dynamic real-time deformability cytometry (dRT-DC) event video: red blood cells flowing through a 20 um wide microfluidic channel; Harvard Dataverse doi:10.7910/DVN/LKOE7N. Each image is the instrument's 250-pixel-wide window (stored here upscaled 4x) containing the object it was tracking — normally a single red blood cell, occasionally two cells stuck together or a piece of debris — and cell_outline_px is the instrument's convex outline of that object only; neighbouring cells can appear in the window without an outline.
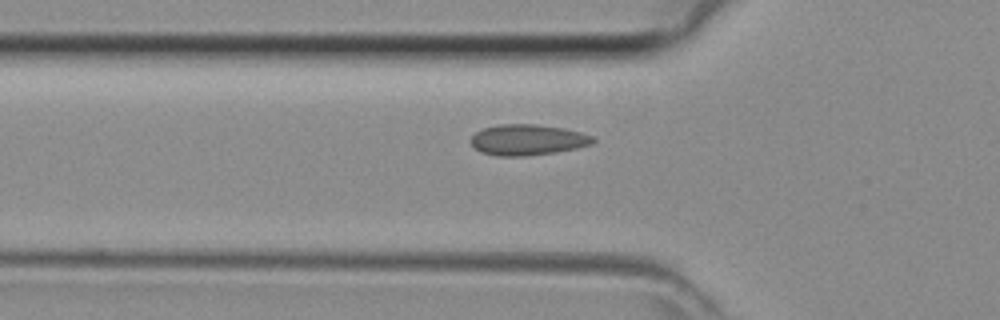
{"species": "common noctule bat (a hibernating species)", "species_latin": "Nyctalus noctula", "temperature_condition": "room temperature", "stored_images_in_passage": 30, "camera_frame_rate_fps": 3000, "um_per_image_px": 0.085, "animal": {"sex": "female", "body_mass_g": 29.2, "forearm_length_mm": 56.3}, "frame": {"image": 1, "passage_image": 4, "time_ms": 1.0, "image_size_px": [1000, 320], "cell_outline_px": [[596, 140], [592, 144], [576, 148], [552, 152], [524, 156], [496, 156], [480, 152], [472, 144], [472, 136], [476, 132], [484, 128], [500, 124], [536, 124], [564, 128], [580, 132], [592, 136]], "centroid_in_image_um": [44.85, 11.88], "position_along_channel_um": 81.0, "area_um2": 21.73}}
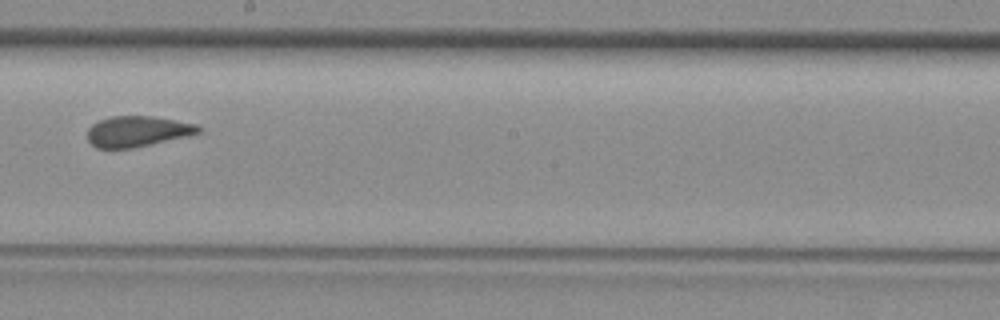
{"frame": {"image": 2, "passage_image": 14, "time_ms": 4.333, "image_size_px": [1000, 320], "cell_outline_px": [[204, 128], [200, 132], [188, 136], [132, 148], [96, 148], [88, 140], [88, 128], [92, 124], [100, 120], [112, 116], [152, 116], [196, 124]], "centroid_in_image_um": [11.69, 11.16], "position_along_channel_um": 236.5, "area_um2": 19.77}}
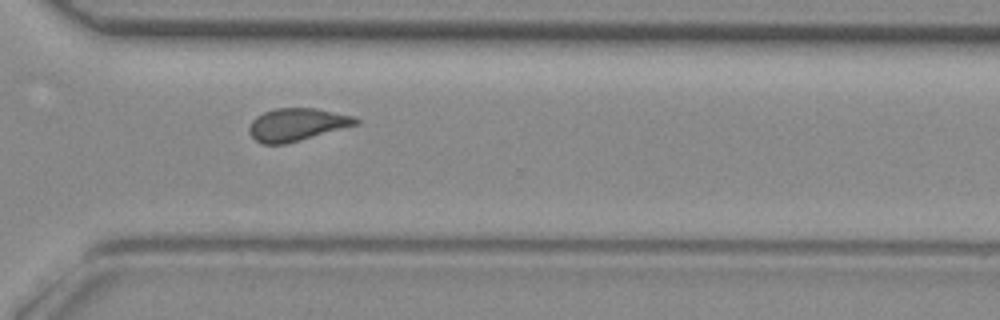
{"frame": {"image": 3, "passage_image": 21, "time_ms": 6.667, "image_size_px": [1000, 320], "cell_outline_px": [[360, 124], [300, 140], [284, 144], [260, 144], [248, 132], [248, 128], [252, 120], [256, 116], [264, 112], [276, 108], [316, 108], [356, 116], [360, 120]], "centroid_in_image_um": [25.26, 10.58], "position_along_channel_um": 345.3, "area_um2": 20.46}}